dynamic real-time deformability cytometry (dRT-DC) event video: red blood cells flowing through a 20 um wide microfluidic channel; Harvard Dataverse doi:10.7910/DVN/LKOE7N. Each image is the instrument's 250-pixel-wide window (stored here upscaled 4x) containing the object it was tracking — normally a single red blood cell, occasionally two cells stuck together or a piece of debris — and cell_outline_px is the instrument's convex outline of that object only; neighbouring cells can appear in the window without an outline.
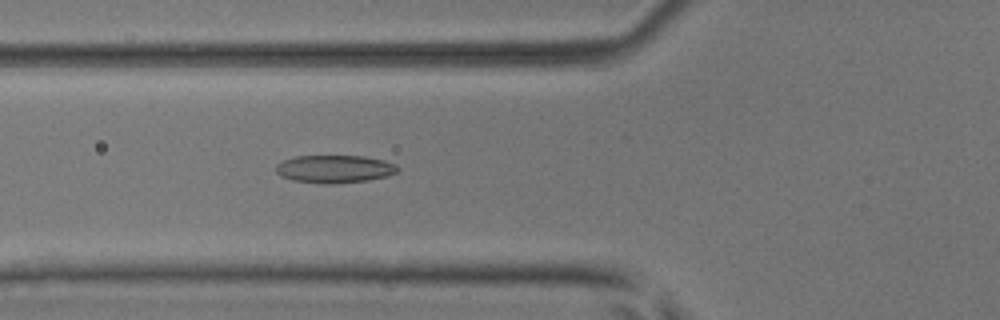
{"species": "common noctule bat (a hibernating species)", "species_latin": "Nyctalus noctula", "temperature_condition": "room temperature", "stored_images_in_passage": 46, "camera_frame_rate_fps": 3000, "um_per_image_px": 0.085, "animal": {"sex": "male", "body_mass_g": 17.9, "forearm_length_mm": 54.2}, "frame": {"image": 1, "passage_image": 13, "time_ms": 4.0, "image_size_px": [1000, 320], "cell_outline_px": [[400, 168], [396, 172], [388, 176], [368, 180], [332, 184], [320, 184], [292, 180], [280, 176], [276, 172], [276, 164], [284, 160], [296, 156], [364, 156], [384, 160], [396, 164]], "centroid_in_image_um": [28.44, 14.37], "position_along_channel_um": 97.4, "area_um2": 19.88}}
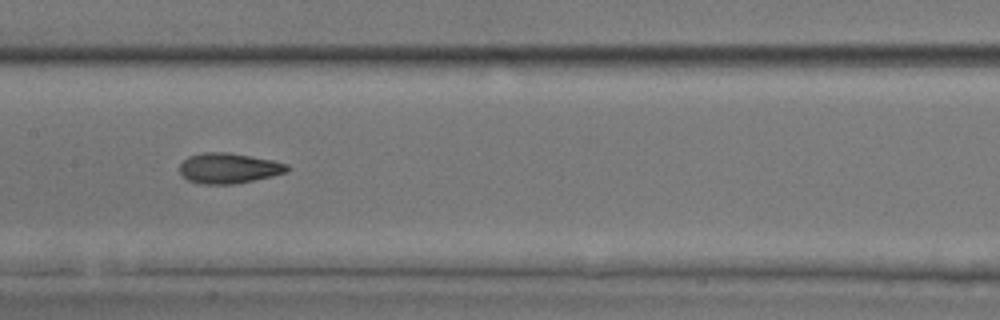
{"frame": {"image": 2, "passage_image": 20, "time_ms": 6.333, "image_size_px": [1000, 320], "cell_outline_px": [[292, 168], [288, 172], [272, 176], [232, 184], [200, 184], [188, 180], [180, 172], [180, 164], [188, 156], [204, 152], [228, 152], [272, 160], [288, 164]], "centroid_in_image_um": [19.46, 14.29], "position_along_channel_um": 187.9, "area_um2": 19.02}}
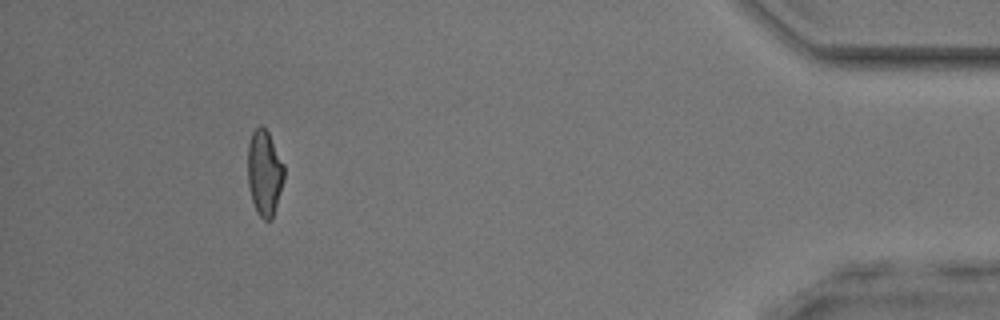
{"frame": {"image": 3, "passage_image": 42, "time_ms": 13.667, "image_size_px": [1000, 320], "cell_outline_px": [[284, 180], [272, 220], [264, 220], [256, 212], [252, 200], [248, 184], [248, 144], [252, 132], [260, 124], [268, 132], [284, 164]], "centroid_in_image_um": [22.48, 14.7], "position_along_channel_um": 412.7, "area_um2": 18.15}, "authors_computed_cell_mechanics": {"area_um2": 18.9584, "velocity_mm_per_s": 3.8747, "shape_relaxation_time_tau1_ms": 3.1062, "shape_relaxation_time_tau2_ms": 2.1007, "deformation_change_tau1": 0.14, "deformation_change_tau2": 0.1015}}